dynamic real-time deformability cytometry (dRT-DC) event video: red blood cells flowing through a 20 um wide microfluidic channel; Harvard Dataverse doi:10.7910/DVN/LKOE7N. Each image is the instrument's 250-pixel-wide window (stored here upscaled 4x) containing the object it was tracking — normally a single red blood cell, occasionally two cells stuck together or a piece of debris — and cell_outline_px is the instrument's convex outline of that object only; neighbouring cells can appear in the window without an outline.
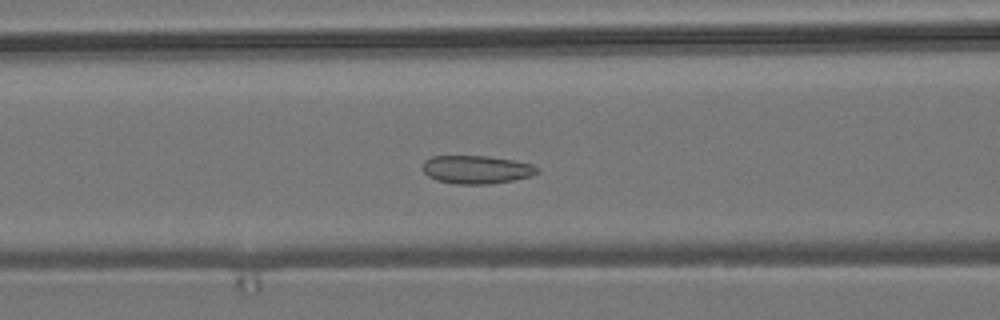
{"species": "common noctule bat (a hibernating species)", "species_latin": "Nyctalus noctula", "temperature_condition": "room temperature", "stored_images_in_passage": 39, "camera_frame_rate_fps": 3000, "um_per_image_px": 0.085, "animal": {"sex": "male", "body_mass_g": 19.2, "forearm_length_mm": 51.8}, "frame": {"image": 1, "passage_image": 15, "time_ms": 4.667, "image_size_px": [1000, 320], "cell_outline_px": [[540, 172], [532, 176], [512, 180], [488, 184], [456, 184], [436, 180], [428, 176], [420, 168], [424, 160], [432, 156], [488, 156], [512, 160], [532, 164], [540, 168]], "centroid_in_image_um": [40.49, 14.41], "position_along_channel_um": 126.1, "area_um2": 19.02}}
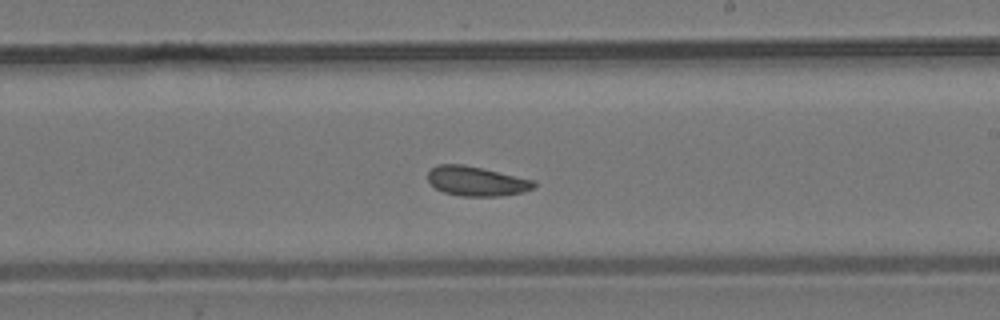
{"frame": {"image": 2, "passage_image": 25, "time_ms": 8.0, "image_size_px": [1000, 320], "cell_outline_px": [[536, 184], [532, 188], [520, 192], [500, 196], [460, 196], [444, 192], [436, 188], [428, 180], [428, 172], [432, 168], [440, 164], [464, 164], [536, 180]], "centroid_in_image_um": [40.5, 15.39], "position_along_channel_um": 248.5, "area_um2": 18.15}}
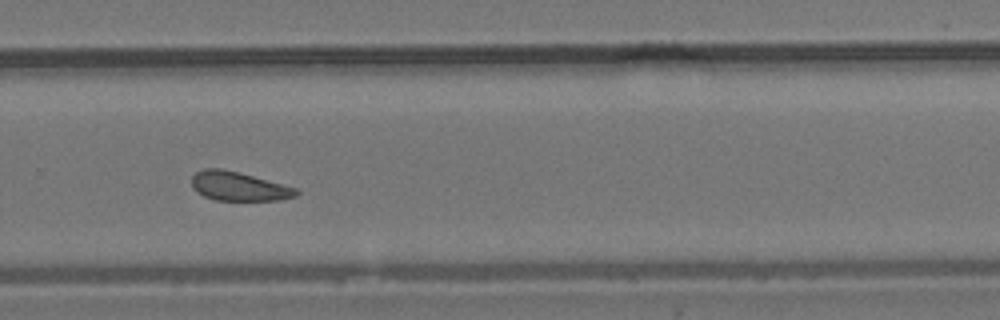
{"frame": {"image": 3, "passage_image": 30, "time_ms": 9.667, "image_size_px": [1000, 320], "cell_outline_px": [[300, 192], [296, 196], [280, 200], [216, 200], [204, 196], [196, 192], [192, 188], [192, 176], [196, 172], [204, 168], [220, 168], [240, 172], [300, 188]], "centroid_in_image_um": [20.33, 15.83], "position_along_channel_um": 309.5, "area_um2": 17.98}, "authors_computed_cell_mechanics": {"area_um2": 18.2648, "velocity_mm_per_s": 3.6702, "shape_relaxation_time_tau1_ms": null, "shape_relaxation_time_tau2_ms": 6.3991, "deformation_change_tau1": null, "deformation_change_tau2": 0.1288}}